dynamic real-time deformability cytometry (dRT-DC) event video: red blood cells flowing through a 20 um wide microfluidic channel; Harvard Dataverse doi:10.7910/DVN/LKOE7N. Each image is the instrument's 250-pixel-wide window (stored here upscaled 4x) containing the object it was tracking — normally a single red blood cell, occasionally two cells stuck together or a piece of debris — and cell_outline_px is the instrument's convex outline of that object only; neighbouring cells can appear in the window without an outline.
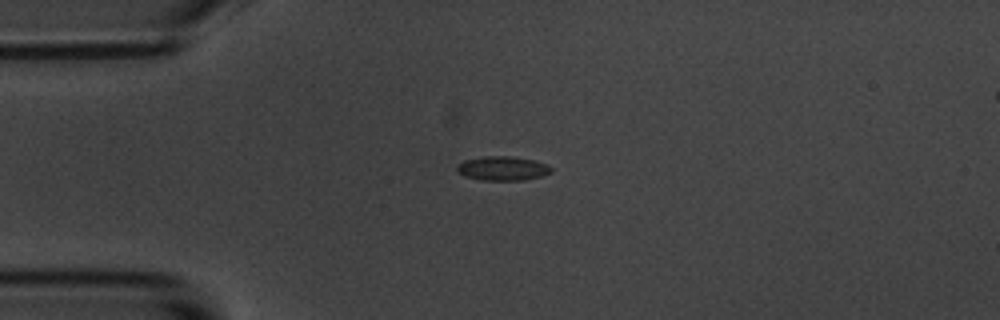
{"species": "common noctule bat (a hibernating species)", "species_latin": "Nyctalus noctula", "temperature_condition": "room temperature", "stored_images_in_passage": 43, "camera_frame_rate_fps": 3000, "um_per_image_px": 0.085, "animal": {"sex": "male", "body_mass_g": 20.1, "forearm_length_mm": 53.5}, "frame": {"image": 1, "passage_image": 1, "time_ms": 0.0, "image_size_px": [1000, 320], "cell_outline_px": [[552, 172], [540, 176], [524, 180], [480, 180], [464, 176], [456, 172], [456, 164], [464, 160], [484, 156], [512, 156], [536, 160], [548, 164], [552, 168]], "centroid_in_image_um": [42.7, 14.3], "position_along_channel_um": 42.3, "area_um2": 13.53}}
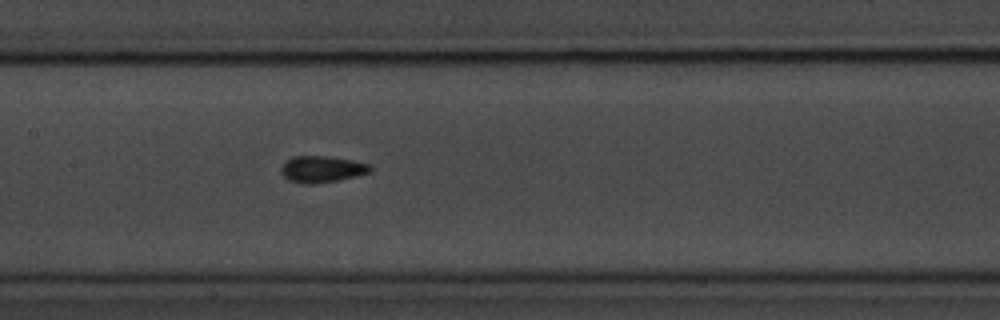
{"frame": {"image": 2, "passage_image": 14, "time_ms": 4.333, "image_size_px": [1000, 320], "cell_outline_px": [[372, 168], [368, 172], [356, 176], [336, 180], [312, 184], [304, 184], [288, 180], [280, 172], [280, 168], [284, 160], [292, 156], [324, 156], [352, 160], [368, 164]], "centroid_in_image_um": [27.28, 14.37], "position_along_channel_um": 180.1, "area_um2": 13.7}}
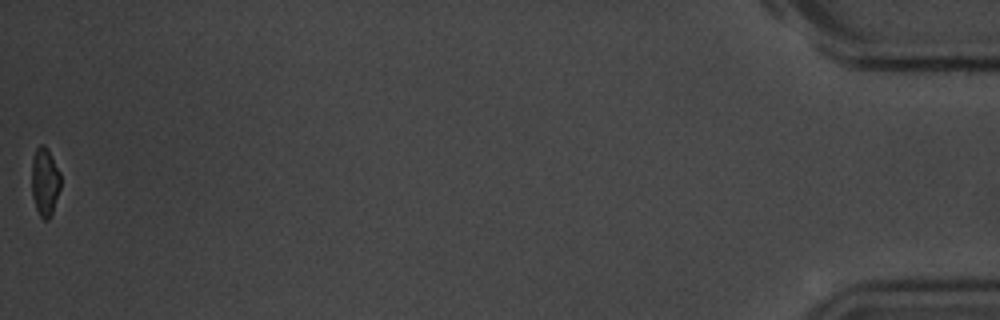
{"frame": {"image": 3, "passage_image": 43, "time_ms": 14.0, "image_size_px": [1000, 320], "cell_outline_px": [[60, 188], [52, 216], [48, 220], [44, 220], [40, 216], [36, 208], [32, 196], [32, 156], [36, 148], [40, 144], [44, 144], [48, 148], [60, 172]], "centroid_in_image_um": [3.82, 15.44], "position_along_channel_um": 431.4, "area_um2": 11.73}, "authors_computed_cell_mechanics": {"area_um2": 12.8316, "velocity_mm_per_s": 3.6306, "shape_relaxation_time_tau1_ms": 1.844, "shape_relaxation_time_tau2_ms": 1.5105, "deformation_change_tau1": 0.0874, "deformation_change_tau2": 0.0719}}